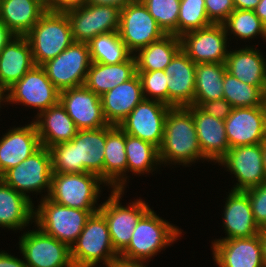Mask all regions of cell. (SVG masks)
Returning a JSON list of instances; mask_svg holds the SVG:
<instances>
[{"instance_id":"obj_9","label":"cell","mask_w":266,"mask_h":267,"mask_svg":"<svg viewBox=\"0 0 266 267\" xmlns=\"http://www.w3.org/2000/svg\"><path fill=\"white\" fill-rule=\"evenodd\" d=\"M52 158L50 150L41 146L20 164L7 170L0 178L17 192L31 200L30 192H47L41 199L48 197L51 190ZM46 190V191H45Z\"/></svg>"},{"instance_id":"obj_2","label":"cell","mask_w":266,"mask_h":267,"mask_svg":"<svg viewBox=\"0 0 266 267\" xmlns=\"http://www.w3.org/2000/svg\"><path fill=\"white\" fill-rule=\"evenodd\" d=\"M200 159L206 160L199 147L192 111L188 107H170L159 148L160 164L189 167Z\"/></svg>"},{"instance_id":"obj_47","label":"cell","mask_w":266,"mask_h":267,"mask_svg":"<svg viewBox=\"0 0 266 267\" xmlns=\"http://www.w3.org/2000/svg\"><path fill=\"white\" fill-rule=\"evenodd\" d=\"M145 261L129 260L118 256L108 267H146Z\"/></svg>"},{"instance_id":"obj_8","label":"cell","mask_w":266,"mask_h":267,"mask_svg":"<svg viewBox=\"0 0 266 267\" xmlns=\"http://www.w3.org/2000/svg\"><path fill=\"white\" fill-rule=\"evenodd\" d=\"M124 191L112 189L110 196L100 204L99 209L107 221L112 246L118 254L128 246L137 222L150 209L148 203L140 198L128 206H123L120 199Z\"/></svg>"},{"instance_id":"obj_36","label":"cell","mask_w":266,"mask_h":267,"mask_svg":"<svg viewBox=\"0 0 266 267\" xmlns=\"http://www.w3.org/2000/svg\"><path fill=\"white\" fill-rule=\"evenodd\" d=\"M91 62L118 64L133 54L121 40L118 31L97 35L88 42Z\"/></svg>"},{"instance_id":"obj_22","label":"cell","mask_w":266,"mask_h":267,"mask_svg":"<svg viewBox=\"0 0 266 267\" xmlns=\"http://www.w3.org/2000/svg\"><path fill=\"white\" fill-rule=\"evenodd\" d=\"M164 72L170 76L167 82L168 105L192 106L195 96L196 64L181 49L166 66Z\"/></svg>"},{"instance_id":"obj_53","label":"cell","mask_w":266,"mask_h":267,"mask_svg":"<svg viewBox=\"0 0 266 267\" xmlns=\"http://www.w3.org/2000/svg\"><path fill=\"white\" fill-rule=\"evenodd\" d=\"M41 4L46 10H51V0H33Z\"/></svg>"},{"instance_id":"obj_34","label":"cell","mask_w":266,"mask_h":267,"mask_svg":"<svg viewBox=\"0 0 266 267\" xmlns=\"http://www.w3.org/2000/svg\"><path fill=\"white\" fill-rule=\"evenodd\" d=\"M226 71L225 63H197L192 105L199 107L203 102L223 99V77Z\"/></svg>"},{"instance_id":"obj_21","label":"cell","mask_w":266,"mask_h":267,"mask_svg":"<svg viewBox=\"0 0 266 267\" xmlns=\"http://www.w3.org/2000/svg\"><path fill=\"white\" fill-rule=\"evenodd\" d=\"M0 138V177L41 147L33 121L22 127L8 129Z\"/></svg>"},{"instance_id":"obj_26","label":"cell","mask_w":266,"mask_h":267,"mask_svg":"<svg viewBox=\"0 0 266 267\" xmlns=\"http://www.w3.org/2000/svg\"><path fill=\"white\" fill-rule=\"evenodd\" d=\"M144 99L142 83L138 74L101 96L103 113L109 125L119 124Z\"/></svg>"},{"instance_id":"obj_15","label":"cell","mask_w":266,"mask_h":267,"mask_svg":"<svg viewBox=\"0 0 266 267\" xmlns=\"http://www.w3.org/2000/svg\"><path fill=\"white\" fill-rule=\"evenodd\" d=\"M170 106L160 101L143 99L119 124L128 135L140 138L160 148Z\"/></svg>"},{"instance_id":"obj_18","label":"cell","mask_w":266,"mask_h":267,"mask_svg":"<svg viewBox=\"0 0 266 267\" xmlns=\"http://www.w3.org/2000/svg\"><path fill=\"white\" fill-rule=\"evenodd\" d=\"M59 102L77 130H94L109 125L103 113L101 97L84 85L60 91Z\"/></svg>"},{"instance_id":"obj_49","label":"cell","mask_w":266,"mask_h":267,"mask_svg":"<svg viewBox=\"0 0 266 267\" xmlns=\"http://www.w3.org/2000/svg\"><path fill=\"white\" fill-rule=\"evenodd\" d=\"M132 0H87V4L101 5V6H114L123 9Z\"/></svg>"},{"instance_id":"obj_3","label":"cell","mask_w":266,"mask_h":267,"mask_svg":"<svg viewBox=\"0 0 266 267\" xmlns=\"http://www.w3.org/2000/svg\"><path fill=\"white\" fill-rule=\"evenodd\" d=\"M181 231L150 208L137 222L130 243L119 256L129 260H151L178 240Z\"/></svg>"},{"instance_id":"obj_1","label":"cell","mask_w":266,"mask_h":267,"mask_svg":"<svg viewBox=\"0 0 266 267\" xmlns=\"http://www.w3.org/2000/svg\"><path fill=\"white\" fill-rule=\"evenodd\" d=\"M106 127L78 130L69 142L49 148L53 173H85L98 175L103 180Z\"/></svg>"},{"instance_id":"obj_33","label":"cell","mask_w":266,"mask_h":267,"mask_svg":"<svg viewBox=\"0 0 266 267\" xmlns=\"http://www.w3.org/2000/svg\"><path fill=\"white\" fill-rule=\"evenodd\" d=\"M180 50V37L166 34L134 54L136 71L164 70Z\"/></svg>"},{"instance_id":"obj_14","label":"cell","mask_w":266,"mask_h":267,"mask_svg":"<svg viewBox=\"0 0 266 267\" xmlns=\"http://www.w3.org/2000/svg\"><path fill=\"white\" fill-rule=\"evenodd\" d=\"M74 42L88 43L97 35L118 31L120 9L86 4L65 11Z\"/></svg>"},{"instance_id":"obj_29","label":"cell","mask_w":266,"mask_h":267,"mask_svg":"<svg viewBox=\"0 0 266 267\" xmlns=\"http://www.w3.org/2000/svg\"><path fill=\"white\" fill-rule=\"evenodd\" d=\"M34 118L40 144L48 149L53 145L71 141L78 131L60 102Z\"/></svg>"},{"instance_id":"obj_43","label":"cell","mask_w":266,"mask_h":267,"mask_svg":"<svg viewBox=\"0 0 266 267\" xmlns=\"http://www.w3.org/2000/svg\"><path fill=\"white\" fill-rule=\"evenodd\" d=\"M208 19L213 24H223L235 10L233 0H205Z\"/></svg>"},{"instance_id":"obj_13","label":"cell","mask_w":266,"mask_h":267,"mask_svg":"<svg viewBox=\"0 0 266 267\" xmlns=\"http://www.w3.org/2000/svg\"><path fill=\"white\" fill-rule=\"evenodd\" d=\"M7 103L36 108L37 114L59 102L60 91L49 80L41 66H34L6 90Z\"/></svg>"},{"instance_id":"obj_50","label":"cell","mask_w":266,"mask_h":267,"mask_svg":"<svg viewBox=\"0 0 266 267\" xmlns=\"http://www.w3.org/2000/svg\"><path fill=\"white\" fill-rule=\"evenodd\" d=\"M260 0H233L235 9L254 10Z\"/></svg>"},{"instance_id":"obj_45","label":"cell","mask_w":266,"mask_h":267,"mask_svg":"<svg viewBox=\"0 0 266 267\" xmlns=\"http://www.w3.org/2000/svg\"><path fill=\"white\" fill-rule=\"evenodd\" d=\"M87 4V0H51V10L65 12L73 8L82 7Z\"/></svg>"},{"instance_id":"obj_35","label":"cell","mask_w":266,"mask_h":267,"mask_svg":"<svg viewBox=\"0 0 266 267\" xmlns=\"http://www.w3.org/2000/svg\"><path fill=\"white\" fill-rule=\"evenodd\" d=\"M127 171L134 175L152 173L160 164L159 149L153 144L125 133ZM141 174V175H140Z\"/></svg>"},{"instance_id":"obj_31","label":"cell","mask_w":266,"mask_h":267,"mask_svg":"<svg viewBox=\"0 0 266 267\" xmlns=\"http://www.w3.org/2000/svg\"><path fill=\"white\" fill-rule=\"evenodd\" d=\"M137 74L134 55L118 64L91 62L84 86L100 97Z\"/></svg>"},{"instance_id":"obj_17","label":"cell","mask_w":266,"mask_h":267,"mask_svg":"<svg viewBox=\"0 0 266 267\" xmlns=\"http://www.w3.org/2000/svg\"><path fill=\"white\" fill-rule=\"evenodd\" d=\"M218 165L236 177L238 182L233 185V191H245L266 181L262 144L230 148Z\"/></svg>"},{"instance_id":"obj_48","label":"cell","mask_w":266,"mask_h":267,"mask_svg":"<svg viewBox=\"0 0 266 267\" xmlns=\"http://www.w3.org/2000/svg\"><path fill=\"white\" fill-rule=\"evenodd\" d=\"M16 35L0 20V52Z\"/></svg>"},{"instance_id":"obj_37","label":"cell","mask_w":266,"mask_h":267,"mask_svg":"<svg viewBox=\"0 0 266 267\" xmlns=\"http://www.w3.org/2000/svg\"><path fill=\"white\" fill-rule=\"evenodd\" d=\"M223 98L233 108L260 107L266 103V94L259 87L243 83L227 71L223 77Z\"/></svg>"},{"instance_id":"obj_7","label":"cell","mask_w":266,"mask_h":267,"mask_svg":"<svg viewBox=\"0 0 266 267\" xmlns=\"http://www.w3.org/2000/svg\"><path fill=\"white\" fill-rule=\"evenodd\" d=\"M39 203L38 207L34 208V226L37 225L44 233L70 248L76 242L88 218L97 212L63 206L48 197L40 199Z\"/></svg>"},{"instance_id":"obj_6","label":"cell","mask_w":266,"mask_h":267,"mask_svg":"<svg viewBox=\"0 0 266 267\" xmlns=\"http://www.w3.org/2000/svg\"><path fill=\"white\" fill-rule=\"evenodd\" d=\"M102 184L106 185L98 175L90 172L53 173L48 198L70 208L99 211L100 204L98 206L97 200Z\"/></svg>"},{"instance_id":"obj_38","label":"cell","mask_w":266,"mask_h":267,"mask_svg":"<svg viewBox=\"0 0 266 267\" xmlns=\"http://www.w3.org/2000/svg\"><path fill=\"white\" fill-rule=\"evenodd\" d=\"M227 36L233 34L235 39L250 40L260 35L266 42V26L256 16L254 10L235 9L223 23Z\"/></svg>"},{"instance_id":"obj_30","label":"cell","mask_w":266,"mask_h":267,"mask_svg":"<svg viewBox=\"0 0 266 267\" xmlns=\"http://www.w3.org/2000/svg\"><path fill=\"white\" fill-rule=\"evenodd\" d=\"M34 203L0 178V227L23 230L34 222Z\"/></svg>"},{"instance_id":"obj_23","label":"cell","mask_w":266,"mask_h":267,"mask_svg":"<svg viewBox=\"0 0 266 267\" xmlns=\"http://www.w3.org/2000/svg\"><path fill=\"white\" fill-rule=\"evenodd\" d=\"M192 111L199 147L206 161L218 163L228 152L229 144L225 122L206 114L198 106H188Z\"/></svg>"},{"instance_id":"obj_4","label":"cell","mask_w":266,"mask_h":267,"mask_svg":"<svg viewBox=\"0 0 266 267\" xmlns=\"http://www.w3.org/2000/svg\"><path fill=\"white\" fill-rule=\"evenodd\" d=\"M25 36L36 66L55 58L74 42L66 13L52 10H47Z\"/></svg>"},{"instance_id":"obj_27","label":"cell","mask_w":266,"mask_h":267,"mask_svg":"<svg viewBox=\"0 0 266 267\" xmlns=\"http://www.w3.org/2000/svg\"><path fill=\"white\" fill-rule=\"evenodd\" d=\"M261 49L246 46L229 50L226 69L241 82L259 87L266 94V58Z\"/></svg>"},{"instance_id":"obj_12","label":"cell","mask_w":266,"mask_h":267,"mask_svg":"<svg viewBox=\"0 0 266 267\" xmlns=\"http://www.w3.org/2000/svg\"><path fill=\"white\" fill-rule=\"evenodd\" d=\"M118 33L133 55L166 35L140 0L131 1L120 10Z\"/></svg>"},{"instance_id":"obj_46","label":"cell","mask_w":266,"mask_h":267,"mask_svg":"<svg viewBox=\"0 0 266 267\" xmlns=\"http://www.w3.org/2000/svg\"><path fill=\"white\" fill-rule=\"evenodd\" d=\"M23 259V260H22ZM19 259L17 256L8 254L6 251L0 252V267H28L24 258Z\"/></svg>"},{"instance_id":"obj_51","label":"cell","mask_w":266,"mask_h":267,"mask_svg":"<svg viewBox=\"0 0 266 267\" xmlns=\"http://www.w3.org/2000/svg\"><path fill=\"white\" fill-rule=\"evenodd\" d=\"M254 12L266 26V0H260L256 8L254 9Z\"/></svg>"},{"instance_id":"obj_42","label":"cell","mask_w":266,"mask_h":267,"mask_svg":"<svg viewBox=\"0 0 266 267\" xmlns=\"http://www.w3.org/2000/svg\"><path fill=\"white\" fill-rule=\"evenodd\" d=\"M244 192L250 200L256 224L261 230L266 229V181Z\"/></svg>"},{"instance_id":"obj_20","label":"cell","mask_w":266,"mask_h":267,"mask_svg":"<svg viewBox=\"0 0 266 267\" xmlns=\"http://www.w3.org/2000/svg\"><path fill=\"white\" fill-rule=\"evenodd\" d=\"M212 255L219 267H264L261 233L249 238L213 240Z\"/></svg>"},{"instance_id":"obj_28","label":"cell","mask_w":266,"mask_h":267,"mask_svg":"<svg viewBox=\"0 0 266 267\" xmlns=\"http://www.w3.org/2000/svg\"><path fill=\"white\" fill-rule=\"evenodd\" d=\"M34 66L27 37L16 36L0 52V87L9 89Z\"/></svg>"},{"instance_id":"obj_55","label":"cell","mask_w":266,"mask_h":267,"mask_svg":"<svg viewBox=\"0 0 266 267\" xmlns=\"http://www.w3.org/2000/svg\"><path fill=\"white\" fill-rule=\"evenodd\" d=\"M6 90L0 87V108L2 107L1 104L7 102V97H6ZM2 102V103H1Z\"/></svg>"},{"instance_id":"obj_19","label":"cell","mask_w":266,"mask_h":267,"mask_svg":"<svg viewBox=\"0 0 266 267\" xmlns=\"http://www.w3.org/2000/svg\"><path fill=\"white\" fill-rule=\"evenodd\" d=\"M224 122L229 148L262 144L266 138V103L233 108Z\"/></svg>"},{"instance_id":"obj_11","label":"cell","mask_w":266,"mask_h":267,"mask_svg":"<svg viewBox=\"0 0 266 267\" xmlns=\"http://www.w3.org/2000/svg\"><path fill=\"white\" fill-rule=\"evenodd\" d=\"M18 244L28 267H74L70 247L39 228L24 231Z\"/></svg>"},{"instance_id":"obj_44","label":"cell","mask_w":266,"mask_h":267,"mask_svg":"<svg viewBox=\"0 0 266 267\" xmlns=\"http://www.w3.org/2000/svg\"><path fill=\"white\" fill-rule=\"evenodd\" d=\"M199 108L206 114L223 121L231 114L233 107L226 99L212 100L203 102Z\"/></svg>"},{"instance_id":"obj_5","label":"cell","mask_w":266,"mask_h":267,"mask_svg":"<svg viewBox=\"0 0 266 267\" xmlns=\"http://www.w3.org/2000/svg\"><path fill=\"white\" fill-rule=\"evenodd\" d=\"M70 249L74 267H96L101 262L108 267L119 256L112 246L107 221L100 211L91 214Z\"/></svg>"},{"instance_id":"obj_10","label":"cell","mask_w":266,"mask_h":267,"mask_svg":"<svg viewBox=\"0 0 266 267\" xmlns=\"http://www.w3.org/2000/svg\"><path fill=\"white\" fill-rule=\"evenodd\" d=\"M91 65L88 43L73 42L41 67L59 90L83 86Z\"/></svg>"},{"instance_id":"obj_41","label":"cell","mask_w":266,"mask_h":267,"mask_svg":"<svg viewBox=\"0 0 266 267\" xmlns=\"http://www.w3.org/2000/svg\"><path fill=\"white\" fill-rule=\"evenodd\" d=\"M137 74L142 83L144 98L160 101L168 105L167 82L170 76L166 75L164 70L137 71Z\"/></svg>"},{"instance_id":"obj_54","label":"cell","mask_w":266,"mask_h":267,"mask_svg":"<svg viewBox=\"0 0 266 267\" xmlns=\"http://www.w3.org/2000/svg\"><path fill=\"white\" fill-rule=\"evenodd\" d=\"M262 154H263V166H264L265 175H266V138L262 142Z\"/></svg>"},{"instance_id":"obj_39","label":"cell","mask_w":266,"mask_h":267,"mask_svg":"<svg viewBox=\"0 0 266 267\" xmlns=\"http://www.w3.org/2000/svg\"><path fill=\"white\" fill-rule=\"evenodd\" d=\"M165 34L178 36L180 0H140Z\"/></svg>"},{"instance_id":"obj_16","label":"cell","mask_w":266,"mask_h":267,"mask_svg":"<svg viewBox=\"0 0 266 267\" xmlns=\"http://www.w3.org/2000/svg\"><path fill=\"white\" fill-rule=\"evenodd\" d=\"M228 36L223 24H211L180 37L182 51L195 63H225Z\"/></svg>"},{"instance_id":"obj_40","label":"cell","mask_w":266,"mask_h":267,"mask_svg":"<svg viewBox=\"0 0 266 267\" xmlns=\"http://www.w3.org/2000/svg\"><path fill=\"white\" fill-rule=\"evenodd\" d=\"M205 0H180L178 37L213 24L207 16Z\"/></svg>"},{"instance_id":"obj_32","label":"cell","mask_w":266,"mask_h":267,"mask_svg":"<svg viewBox=\"0 0 266 267\" xmlns=\"http://www.w3.org/2000/svg\"><path fill=\"white\" fill-rule=\"evenodd\" d=\"M46 11L33 0H0V20L16 36H25Z\"/></svg>"},{"instance_id":"obj_24","label":"cell","mask_w":266,"mask_h":267,"mask_svg":"<svg viewBox=\"0 0 266 267\" xmlns=\"http://www.w3.org/2000/svg\"><path fill=\"white\" fill-rule=\"evenodd\" d=\"M223 210V226L226 237L217 240L232 238H249L260 234L261 229L256 224L250 200L244 191H229Z\"/></svg>"},{"instance_id":"obj_25","label":"cell","mask_w":266,"mask_h":267,"mask_svg":"<svg viewBox=\"0 0 266 267\" xmlns=\"http://www.w3.org/2000/svg\"><path fill=\"white\" fill-rule=\"evenodd\" d=\"M125 132L116 125L106 126L103 181L112 189L125 190L127 179Z\"/></svg>"},{"instance_id":"obj_52","label":"cell","mask_w":266,"mask_h":267,"mask_svg":"<svg viewBox=\"0 0 266 267\" xmlns=\"http://www.w3.org/2000/svg\"><path fill=\"white\" fill-rule=\"evenodd\" d=\"M261 242L263 248V264L266 267V229L261 231Z\"/></svg>"}]
</instances>
